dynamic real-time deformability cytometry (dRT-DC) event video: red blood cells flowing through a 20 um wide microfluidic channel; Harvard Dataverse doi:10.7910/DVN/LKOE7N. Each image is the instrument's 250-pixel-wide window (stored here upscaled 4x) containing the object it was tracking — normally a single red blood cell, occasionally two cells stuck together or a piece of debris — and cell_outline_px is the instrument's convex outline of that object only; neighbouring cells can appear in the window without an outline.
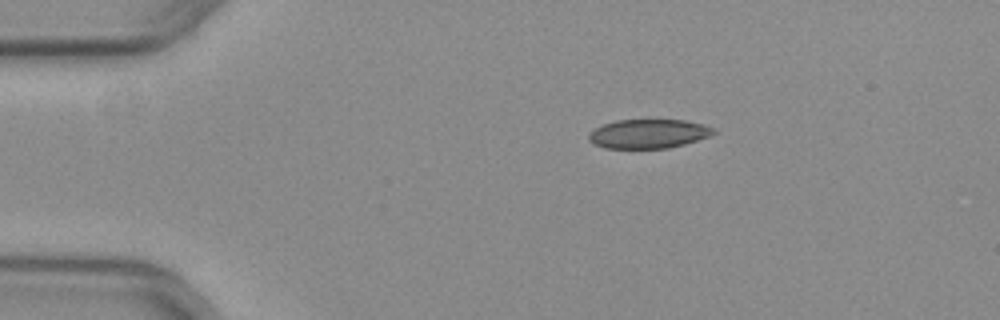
{"species": "common noctule bat (a hibernating species)", "species_latin": "Nyctalus noctula", "temperature_condition": "warm", "stored_images_in_passage": 43, "camera_frame_rate_fps": 3000, "um_per_image_px": 0.085, "animal": {"sex": "female", "body_mass_g": 29.2, "forearm_length_mm": 56.3}, "frame": {"image": 1, "passage_image": 1, "time_ms": 0.0, "image_size_px": [1000, 320], "cell_outline_px": [[716, 132], [708, 136], [684, 144], [668, 148], [604, 148], [588, 140], [588, 132], [604, 124], [616, 120], [684, 120], [704, 124], [716, 128]], "centroid_in_image_um": [55.12, 11.36], "position_along_channel_um": 29.9, "area_um2": 21.1}}
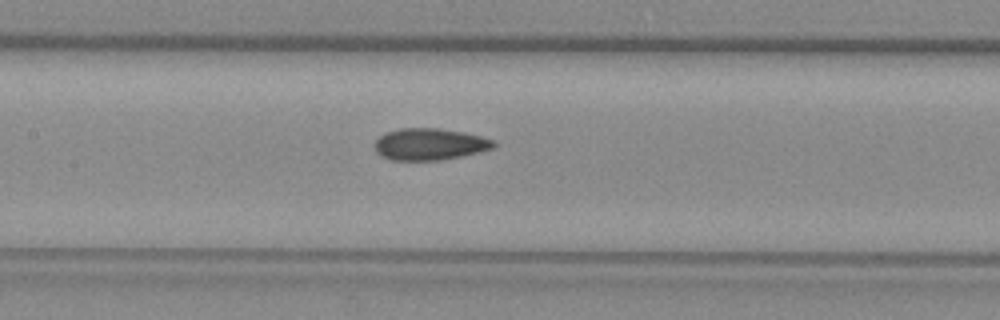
{"frame": {"image": 2, "passage_image": 16, "time_ms": 5.0, "image_size_px": [1000, 320], "cell_outline_px": [[496, 144], [492, 148], [480, 152], [440, 160], [392, 160], [376, 152], [376, 140], [380, 136], [388, 132], [400, 128], [440, 128], [464, 132], [480, 136], [492, 140]], "centroid_in_image_um": [36.53, 12.25], "position_along_channel_um": 170.9, "area_um2": 21.73}}
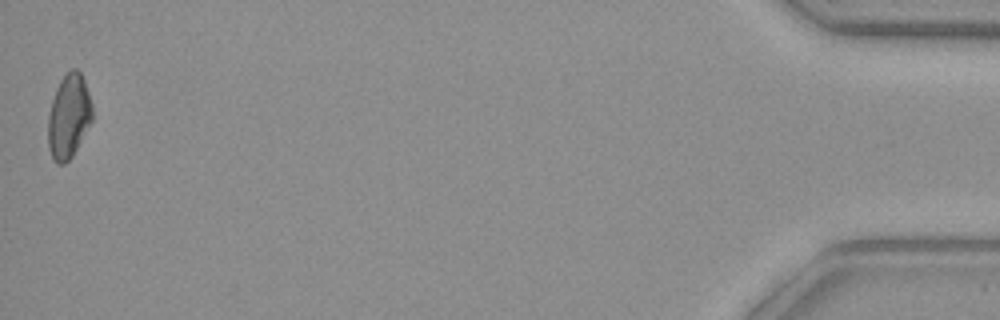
{"frame": {"image": 3, "passage_image": 43, "time_ms": 14.0, "image_size_px": [1000, 320], "cell_outline_px": [[92, 120], [72, 156], [64, 164], [56, 164], [52, 156], [48, 144], [48, 116], [52, 100], [56, 88], [60, 80], [72, 68], [76, 68], [80, 72], [84, 80], [92, 104]], "centroid_in_image_um": [5.84, 9.88], "position_along_channel_um": 429.4, "area_um2": 21.44}, "authors_computed_cell_mechanics": {"area_um2": 21.7906, "velocity_mm_per_s": 3.9746, "shape_relaxation_time_tau1_ms": null, "shape_relaxation_time_tau2_ms": 3.65, "deformation_change_tau1": null, "deformation_change_tau2": 0.1094}}